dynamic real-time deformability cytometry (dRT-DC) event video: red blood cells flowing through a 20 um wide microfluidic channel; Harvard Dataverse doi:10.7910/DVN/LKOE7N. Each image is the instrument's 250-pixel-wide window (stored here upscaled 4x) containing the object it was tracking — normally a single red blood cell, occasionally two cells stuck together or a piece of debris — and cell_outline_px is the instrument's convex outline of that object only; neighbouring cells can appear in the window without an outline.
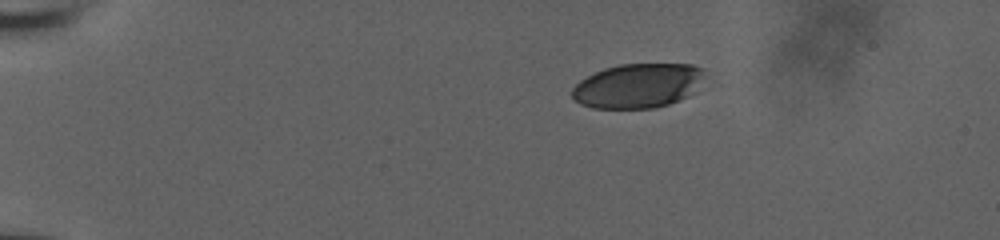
{"species": "human", "species_latin": "Homo sapiens", "temperature_condition": "room temperature", "stored_images_in_passage": 12, "camera_frame_rate_fps": 3000, "um_per_image_px": 0.085, "donor": {"sex": "male"}, "frame": {"image": 1, "passage_image": 1, "time_ms": 0.0, "image_size_px": [1000, 240], "cell_outline_px": [[708, 76], [688, 96], [668, 104], [656, 108], [592, 108], [580, 104], [572, 96], [572, 88], [580, 80], [604, 68], [620, 64], [692, 64], [704, 68]], "centroid_in_image_um": [54.26, 7.28], "position_along_channel_um": 30.7, "area_um2": 34.56}}
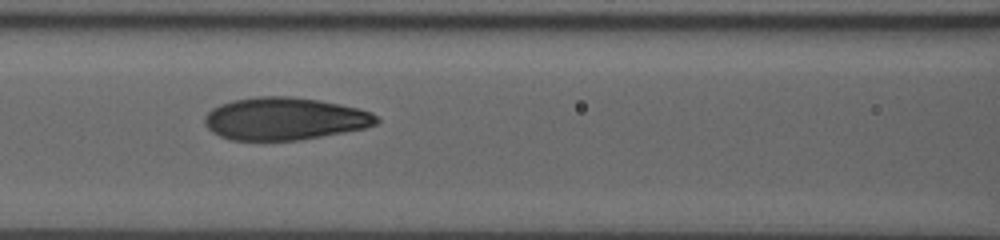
{"frame": {"image": 2, "passage_image": 9, "time_ms": 2.667, "image_size_px": [1000, 240], "cell_outline_px": [[380, 120], [376, 124], [364, 128], [344, 132], [296, 140], [232, 140], [220, 136], [212, 132], [204, 124], [204, 116], [212, 108], [220, 104], [232, 100], [256, 96], [292, 96], [320, 100], [340, 104], [372, 112]], "centroid_in_image_um": [24.16, 10.08], "position_along_channel_um": 142.4, "area_um2": 42.6}}
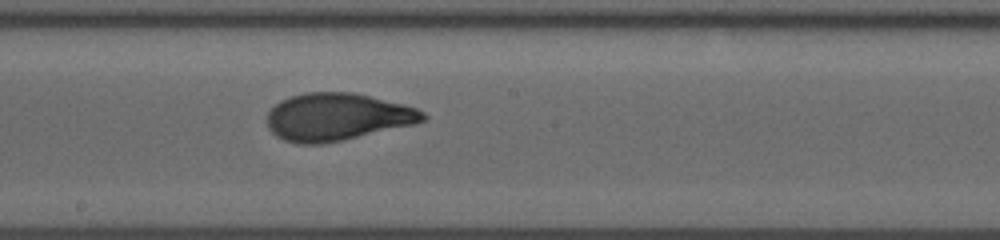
{"frame": {"image": 3, "passage_image": 12, "time_ms": 3.667, "image_size_px": [1000, 240], "cell_outline_px": [[428, 120], [412, 124], [340, 140], [320, 144], [296, 144], [284, 140], [276, 136], [268, 128], [268, 112], [280, 100], [304, 92], [352, 92], [404, 104], [416, 108], [424, 112], [428, 116]], "centroid_in_image_um": [28.64, 9.93], "position_along_channel_um": 219.6, "area_um2": 42.77}}